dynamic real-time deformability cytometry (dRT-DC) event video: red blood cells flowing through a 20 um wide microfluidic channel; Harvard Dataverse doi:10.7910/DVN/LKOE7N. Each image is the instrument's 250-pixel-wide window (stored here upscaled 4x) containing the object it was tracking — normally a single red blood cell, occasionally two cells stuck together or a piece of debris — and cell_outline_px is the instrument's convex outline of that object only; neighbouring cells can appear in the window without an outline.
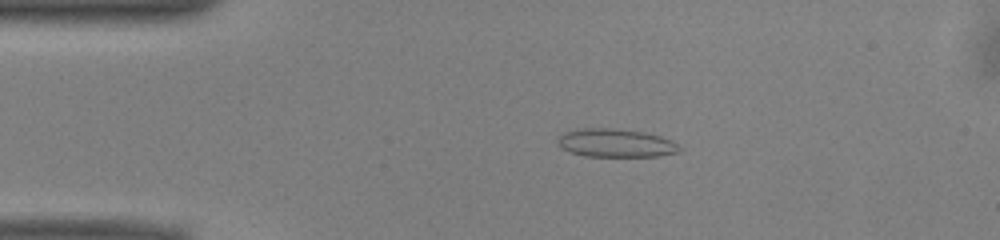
{"species": "common noctule bat (a hibernating species)", "species_latin": "Nyctalus noctula", "temperature_condition": "warm", "stored_images_in_passage": 42, "camera_frame_rate_fps": 3000, "um_per_image_px": 0.085, "animal": {"sex": "male", "body_mass_g": 13.0, "forearm_length_mm": 53.1}, "frame": {"image": 1, "passage_image": 1, "time_ms": 0.0, "image_size_px": [1000, 240], "cell_outline_px": [[684, 148], [676, 152], [660, 156], [584, 156], [568, 152], [560, 148], [556, 140], [556, 136], [564, 132], [584, 128], [616, 128], [644, 132], [660, 136], [672, 140]], "centroid_in_image_um": [52.3, 12.15], "position_along_channel_um": 32.7, "area_um2": 20.4}}
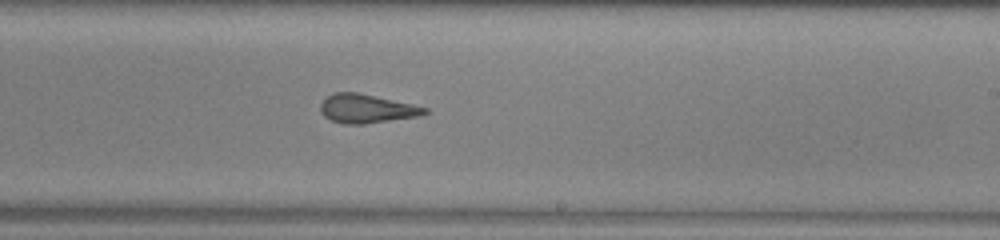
{"frame": {"image": 2, "passage_image": 21, "time_ms": 6.667, "image_size_px": [1000, 240], "cell_outline_px": [[428, 112], [420, 116], [364, 124], [344, 124], [332, 120], [324, 116], [320, 112], [320, 104], [332, 92], [356, 92], [412, 104], [428, 108]], "centroid_in_image_um": [31.15, 9.24], "position_along_channel_um": 257.9, "area_um2": 17.4}}
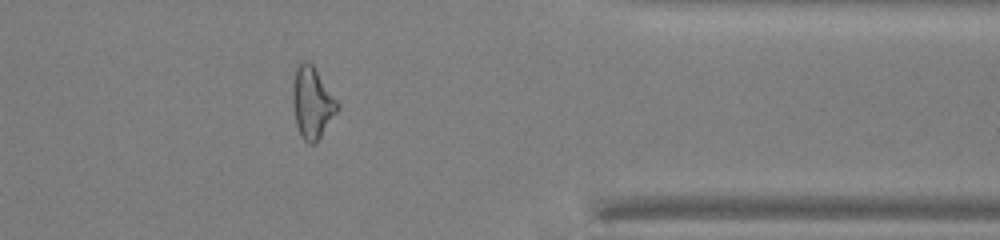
{"frame": {"image": 3, "passage_image": 32, "time_ms": 10.333, "image_size_px": [1000, 240], "cell_outline_px": [[340, 108], [316, 144], [308, 144], [304, 140], [296, 124], [292, 100], [292, 84], [296, 60], [308, 60], [312, 64], [340, 104]], "centroid_in_image_um": [26.52, 8.68], "position_along_channel_um": 384.9, "area_um2": 19.07}, "authors_computed_cell_mechanics": {"area_um2": 18.5538, "velocity_mm_per_s": 3.9753, "shape_relaxation_time_tau1_ms": null, "shape_relaxation_time_tau2_ms": 1.7538, "deformation_change_tau1": null, "deformation_change_tau2": 0.1135}}